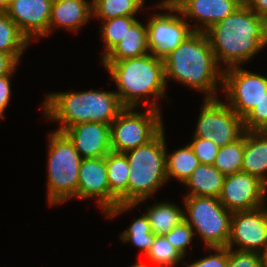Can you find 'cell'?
<instances>
[{"label": "cell", "instance_id": "1", "mask_svg": "<svg viewBox=\"0 0 267 267\" xmlns=\"http://www.w3.org/2000/svg\"><path fill=\"white\" fill-rule=\"evenodd\" d=\"M205 34L219 66H243L267 47V19L243 4Z\"/></svg>", "mask_w": 267, "mask_h": 267}, {"label": "cell", "instance_id": "2", "mask_svg": "<svg viewBox=\"0 0 267 267\" xmlns=\"http://www.w3.org/2000/svg\"><path fill=\"white\" fill-rule=\"evenodd\" d=\"M218 65L205 32L194 31L164 59L169 79L203 92L204 99H217L223 86V68Z\"/></svg>", "mask_w": 267, "mask_h": 267}, {"label": "cell", "instance_id": "3", "mask_svg": "<svg viewBox=\"0 0 267 267\" xmlns=\"http://www.w3.org/2000/svg\"><path fill=\"white\" fill-rule=\"evenodd\" d=\"M102 64L115 81L118 89L115 92L124 108H136L143 101L146 107L160 110L158 99L167 97L164 60L148 53L119 61H102Z\"/></svg>", "mask_w": 267, "mask_h": 267}, {"label": "cell", "instance_id": "4", "mask_svg": "<svg viewBox=\"0 0 267 267\" xmlns=\"http://www.w3.org/2000/svg\"><path fill=\"white\" fill-rule=\"evenodd\" d=\"M43 101L44 116L59 123L60 127L56 130L59 132L84 122L111 124L124 109L115 91L95 89L54 92Z\"/></svg>", "mask_w": 267, "mask_h": 267}, {"label": "cell", "instance_id": "5", "mask_svg": "<svg viewBox=\"0 0 267 267\" xmlns=\"http://www.w3.org/2000/svg\"><path fill=\"white\" fill-rule=\"evenodd\" d=\"M164 127L147 143L124 153L129 162L128 204H118L106 215L114 218L152 198L167 181ZM132 208V209H131Z\"/></svg>", "mask_w": 267, "mask_h": 267}, {"label": "cell", "instance_id": "6", "mask_svg": "<svg viewBox=\"0 0 267 267\" xmlns=\"http://www.w3.org/2000/svg\"><path fill=\"white\" fill-rule=\"evenodd\" d=\"M48 136L47 201L54 206L77 198L83 158L63 132L55 130Z\"/></svg>", "mask_w": 267, "mask_h": 267}, {"label": "cell", "instance_id": "7", "mask_svg": "<svg viewBox=\"0 0 267 267\" xmlns=\"http://www.w3.org/2000/svg\"><path fill=\"white\" fill-rule=\"evenodd\" d=\"M184 220L200 236L205 246L227 247L230 236L232 212L227 210L219 198L185 196Z\"/></svg>", "mask_w": 267, "mask_h": 267}, {"label": "cell", "instance_id": "8", "mask_svg": "<svg viewBox=\"0 0 267 267\" xmlns=\"http://www.w3.org/2000/svg\"><path fill=\"white\" fill-rule=\"evenodd\" d=\"M161 117L157 109L124 108L110 124L112 151L126 153L149 142L164 127Z\"/></svg>", "mask_w": 267, "mask_h": 267}, {"label": "cell", "instance_id": "9", "mask_svg": "<svg viewBox=\"0 0 267 267\" xmlns=\"http://www.w3.org/2000/svg\"><path fill=\"white\" fill-rule=\"evenodd\" d=\"M155 8L163 11L165 9L168 13L157 12L147 21L148 48L153 56L164 60L194 31L191 28L192 24L185 20L173 3L160 1Z\"/></svg>", "mask_w": 267, "mask_h": 267}, {"label": "cell", "instance_id": "10", "mask_svg": "<svg viewBox=\"0 0 267 267\" xmlns=\"http://www.w3.org/2000/svg\"><path fill=\"white\" fill-rule=\"evenodd\" d=\"M203 100L193 136L212 140L219 147L238 140L244 133L243 119L219 98Z\"/></svg>", "mask_w": 267, "mask_h": 267}, {"label": "cell", "instance_id": "11", "mask_svg": "<svg viewBox=\"0 0 267 267\" xmlns=\"http://www.w3.org/2000/svg\"><path fill=\"white\" fill-rule=\"evenodd\" d=\"M226 103L242 119L260 102L267 92V77L240 66L223 69Z\"/></svg>", "mask_w": 267, "mask_h": 267}, {"label": "cell", "instance_id": "12", "mask_svg": "<svg viewBox=\"0 0 267 267\" xmlns=\"http://www.w3.org/2000/svg\"><path fill=\"white\" fill-rule=\"evenodd\" d=\"M232 212L227 247L261 252L267 247V207ZM234 245V246H233Z\"/></svg>", "mask_w": 267, "mask_h": 267}, {"label": "cell", "instance_id": "13", "mask_svg": "<svg viewBox=\"0 0 267 267\" xmlns=\"http://www.w3.org/2000/svg\"><path fill=\"white\" fill-rule=\"evenodd\" d=\"M267 185L245 172L226 175L219 201L231 212L252 210L266 204Z\"/></svg>", "mask_w": 267, "mask_h": 267}, {"label": "cell", "instance_id": "14", "mask_svg": "<svg viewBox=\"0 0 267 267\" xmlns=\"http://www.w3.org/2000/svg\"><path fill=\"white\" fill-rule=\"evenodd\" d=\"M77 198L81 200L97 199V203L105 215L118 205V199L110 192L105 157L82 159Z\"/></svg>", "mask_w": 267, "mask_h": 267}, {"label": "cell", "instance_id": "15", "mask_svg": "<svg viewBox=\"0 0 267 267\" xmlns=\"http://www.w3.org/2000/svg\"><path fill=\"white\" fill-rule=\"evenodd\" d=\"M52 2L53 0H10L5 13L31 42L49 35Z\"/></svg>", "mask_w": 267, "mask_h": 267}, {"label": "cell", "instance_id": "16", "mask_svg": "<svg viewBox=\"0 0 267 267\" xmlns=\"http://www.w3.org/2000/svg\"><path fill=\"white\" fill-rule=\"evenodd\" d=\"M62 132L82 158H102L112 151L110 124L84 122Z\"/></svg>", "mask_w": 267, "mask_h": 267}, {"label": "cell", "instance_id": "17", "mask_svg": "<svg viewBox=\"0 0 267 267\" xmlns=\"http://www.w3.org/2000/svg\"><path fill=\"white\" fill-rule=\"evenodd\" d=\"M243 4V0H177L174 3L186 21L190 18L198 22L192 27L198 32H206Z\"/></svg>", "mask_w": 267, "mask_h": 267}, {"label": "cell", "instance_id": "18", "mask_svg": "<svg viewBox=\"0 0 267 267\" xmlns=\"http://www.w3.org/2000/svg\"><path fill=\"white\" fill-rule=\"evenodd\" d=\"M93 18L92 0H53L49 21V35L54 27L78 31Z\"/></svg>", "mask_w": 267, "mask_h": 267}, {"label": "cell", "instance_id": "19", "mask_svg": "<svg viewBox=\"0 0 267 267\" xmlns=\"http://www.w3.org/2000/svg\"><path fill=\"white\" fill-rule=\"evenodd\" d=\"M241 171L258 177L267 185V131L245 132Z\"/></svg>", "mask_w": 267, "mask_h": 267}, {"label": "cell", "instance_id": "20", "mask_svg": "<svg viewBox=\"0 0 267 267\" xmlns=\"http://www.w3.org/2000/svg\"><path fill=\"white\" fill-rule=\"evenodd\" d=\"M150 53L148 48L147 27L138 19L130 26L124 37L101 61H119Z\"/></svg>", "mask_w": 267, "mask_h": 267}, {"label": "cell", "instance_id": "21", "mask_svg": "<svg viewBox=\"0 0 267 267\" xmlns=\"http://www.w3.org/2000/svg\"><path fill=\"white\" fill-rule=\"evenodd\" d=\"M224 178L225 175L214 165L200 164L183 184L190 189L185 196L219 198Z\"/></svg>", "mask_w": 267, "mask_h": 267}, {"label": "cell", "instance_id": "22", "mask_svg": "<svg viewBox=\"0 0 267 267\" xmlns=\"http://www.w3.org/2000/svg\"><path fill=\"white\" fill-rule=\"evenodd\" d=\"M110 192L118 204H128L129 162L124 153L109 152L105 156Z\"/></svg>", "mask_w": 267, "mask_h": 267}, {"label": "cell", "instance_id": "23", "mask_svg": "<svg viewBox=\"0 0 267 267\" xmlns=\"http://www.w3.org/2000/svg\"><path fill=\"white\" fill-rule=\"evenodd\" d=\"M145 214L155 235L168 233L184 220V211L177 205L167 202H156L151 207L147 206Z\"/></svg>", "mask_w": 267, "mask_h": 267}, {"label": "cell", "instance_id": "24", "mask_svg": "<svg viewBox=\"0 0 267 267\" xmlns=\"http://www.w3.org/2000/svg\"><path fill=\"white\" fill-rule=\"evenodd\" d=\"M199 165V159L194 154L189 143L169 155L166 149V172L168 181L171 178H176L180 183L184 184Z\"/></svg>", "mask_w": 267, "mask_h": 267}, {"label": "cell", "instance_id": "25", "mask_svg": "<svg viewBox=\"0 0 267 267\" xmlns=\"http://www.w3.org/2000/svg\"><path fill=\"white\" fill-rule=\"evenodd\" d=\"M29 40L5 12H0V52L12 55L18 62Z\"/></svg>", "mask_w": 267, "mask_h": 267}, {"label": "cell", "instance_id": "26", "mask_svg": "<svg viewBox=\"0 0 267 267\" xmlns=\"http://www.w3.org/2000/svg\"><path fill=\"white\" fill-rule=\"evenodd\" d=\"M145 0H92L93 17L103 20L121 16L135 17Z\"/></svg>", "mask_w": 267, "mask_h": 267}, {"label": "cell", "instance_id": "27", "mask_svg": "<svg viewBox=\"0 0 267 267\" xmlns=\"http://www.w3.org/2000/svg\"><path fill=\"white\" fill-rule=\"evenodd\" d=\"M245 149V132L235 142L219 148L214 166L225 176L241 172Z\"/></svg>", "mask_w": 267, "mask_h": 267}, {"label": "cell", "instance_id": "28", "mask_svg": "<svg viewBox=\"0 0 267 267\" xmlns=\"http://www.w3.org/2000/svg\"><path fill=\"white\" fill-rule=\"evenodd\" d=\"M119 237L124 243L131 242L132 245L141 250L144 255H146L155 241V234L151 230L149 219L145 213L133 220L129 228L121 232Z\"/></svg>", "mask_w": 267, "mask_h": 267}, {"label": "cell", "instance_id": "29", "mask_svg": "<svg viewBox=\"0 0 267 267\" xmlns=\"http://www.w3.org/2000/svg\"><path fill=\"white\" fill-rule=\"evenodd\" d=\"M146 259L151 265L158 267H176L184 257L177 249L165 238L164 235H155L152 247L146 253Z\"/></svg>", "mask_w": 267, "mask_h": 267}, {"label": "cell", "instance_id": "30", "mask_svg": "<svg viewBox=\"0 0 267 267\" xmlns=\"http://www.w3.org/2000/svg\"><path fill=\"white\" fill-rule=\"evenodd\" d=\"M137 20L136 17H117L100 22L101 39L103 41L102 58L117 44L126 34L130 26Z\"/></svg>", "mask_w": 267, "mask_h": 267}, {"label": "cell", "instance_id": "31", "mask_svg": "<svg viewBox=\"0 0 267 267\" xmlns=\"http://www.w3.org/2000/svg\"><path fill=\"white\" fill-rule=\"evenodd\" d=\"M244 132L267 131V92L260 102L243 118Z\"/></svg>", "mask_w": 267, "mask_h": 267}, {"label": "cell", "instance_id": "32", "mask_svg": "<svg viewBox=\"0 0 267 267\" xmlns=\"http://www.w3.org/2000/svg\"><path fill=\"white\" fill-rule=\"evenodd\" d=\"M164 236L185 258L188 246L191 245L195 234L190 225L183 220Z\"/></svg>", "mask_w": 267, "mask_h": 267}, {"label": "cell", "instance_id": "33", "mask_svg": "<svg viewBox=\"0 0 267 267\" xmlns=\"http://www.w3.org/2000/svg\"><path fill=\"white\" fill-rule=\"evenodd\" d=\"M189 145L196 157L199 159L200 164H214L220 148L214 143V141L193 137L192 141L189 142Z\"/></svg>", "mask_w": 267, "mask_h": 267}, {"label": "cell", "instance_id": "34", "mask_svg": "<svg viewBox=\"0 0 267 267\" xmlns=\"http://www.w3.org/2000/svg\"><path fill=\"white\" fill-rule=\"evenodd\" d=\"M206 250H211V252L214 251L215 254L205 256L204 258L196 260L191 264H188L185 261L182 262V265L184 267H227L229 256L228 247H208Z\"/></svg>", "mask_w": 267, "mask_h": 267}, {"label": "cell", "instance_id": "35", "mask_svg": "<svg viewBox=\"0 0 267 267\" xmlns=\"http://www.w3.org/2000/svg\"><path fill=\"white\" fill-rule=\"evenodd\" d=\"M227 267H262L260 253L229 249Z\"/></svg>", "mask_w": 267, "mask_h": 267}, {"label": "cell", "instance_id": "36", "mask_svg": "<svg viewBox=\"0 0 267 267\" xmlns=\"http://www.w3.org/2000/svg\"><path fill=\"white\" fill-rule=\"evenodd\" d=\"M14 71L8 75L0 77V119L4 118V111L9 105L11 97V78L14 76Z\"/></svg>", "mask_w": 267, "mask_h": 267}, {"label": "cell", "instance_id": "37", "mask_svg": "<svg viewBox=\"0 0 267 267\" xmlns=\"http://www.w3.org/2000/svg\"><path fill=\"white\" fill-rule=\"evenodd\" d=\"M18 63L12 55L0 52V77L15 71Z\"/></svg>", "mask_w": 267, "mask_h": 267}, {"label": "cell", "instance_id": "38", "mask_svg": "<svg viewBox=\"0 0 267 267\" xmlns=\"http://www.w3.org/2000/svg\"><path fill=\"white\" fill-rule=\"evenodd\" d=\"M244 4L257 15L267 19V0H243Z\"/></svg>", "mask_w": 267, "mask_h": 267}, {"label": "cell", "instance_id": "39", "mask_svg": "<svg viewBox=\"0 0 267 267\" xmlns=\"http://www.w3.org/2000/svg\"><path fill=\"white\" fill-rule=\"evenodd\" d=\"M260 256L262 267H267V247L260 252Z\"/></svg>", "mask_w": 267, "mask_h": 267}, {"label": "cell", "instance_id": "40", "mask_svg": "<svg viewBox=\"0 0 267 267\" xmlns=\"http://www.w3.org/2000/svg\"><path fill=\"white\" fill-rule=\"evenodd\" d=\"M10 0H0V12H5L8 8Z\"/></svg>", "mask_w": 267, "mask_h": 267}, {"label": "cell", "instance_id": "41", "mask_svg": "<svg viewBox=\"0 0 267 267\" xmlns=\"http://www.w3.org/2000/svg\"><path fill=\"white\" fill-rule=\"evenodd\" d=\"M131 267H149L148 265H146L144 262H135L134 264L131 265Z\"/></svg>", "mask_w": 267, "mask_h": 267}, {"label": "cell", "instance_id": "42", "mask_svg": "<svg viewBox=\"0 0 267 267\" xmlns=\"http://www.w3.org/2000/svg\"><path fill=\"white\" fill-rule=\"evenodd\" d=\"M162 1H164V2H167V3H175L177 0H162Z\"/></svg>", "mask_w": 267, "mask_h": 267}]
</instances>
